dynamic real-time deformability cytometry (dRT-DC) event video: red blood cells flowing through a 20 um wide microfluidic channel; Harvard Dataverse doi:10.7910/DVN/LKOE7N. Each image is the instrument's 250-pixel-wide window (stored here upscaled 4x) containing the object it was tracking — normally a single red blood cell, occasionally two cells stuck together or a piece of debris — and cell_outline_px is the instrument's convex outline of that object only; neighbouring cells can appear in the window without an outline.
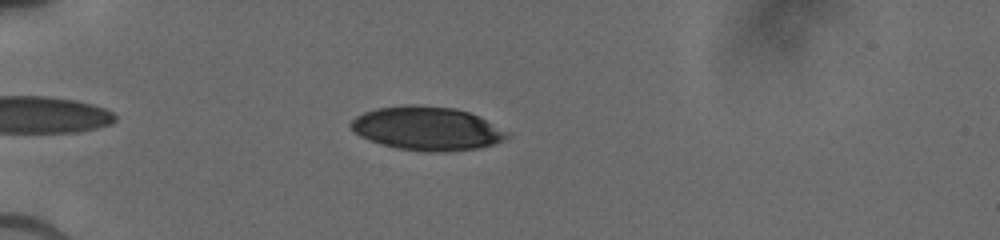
{"species": "human", "species_latin": "Homo sapiens", "temperature_condition": "cold", "stored_images_in_passage": 28, "camera_frame_rate_fps": 3000, "um_per_image_px": 0.085, "donor": {"sex": "male"}, "frame": {"image": 1, "passage_image": 4, "time_ms": 1.333, "image_size_px": [1000, 240], "cell_outline_px": [[508, 136], [504, 140], [480, 148], [444, 152], [428, 152], [396, 148], [380, 144], [368, 140], [360, 136], [348, 124], [356, 116], [364, 112], [376, 108], [412, 104], [456, 108], [468, 112], [508, 132]], "centroid_in_image_um": [36.25, 10.93], "position_along_channel_um": 48.8, "area_um2": 39.54}}
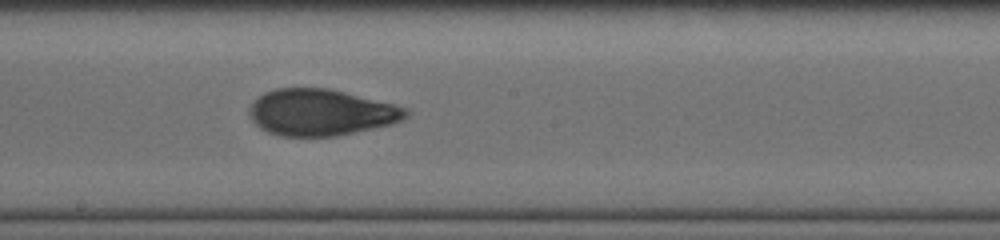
{"frame": {"image": 2, "passage_image": 17, "time_ms": 6.333, "image_size_px": [1000, 240], "cell_outline_px": [[408, 116], [392, 124], [336, 136], [280, 136], [268, 132], [260, 128], [252, 120], [248, 112], [248, 108], [264, 92], [276, 88], [328, 88], [408, 108]], "centroid_in_image_um": [27.25, 9.56], "position_along_channel_um": 221.0, "area_um2": 42.08}}
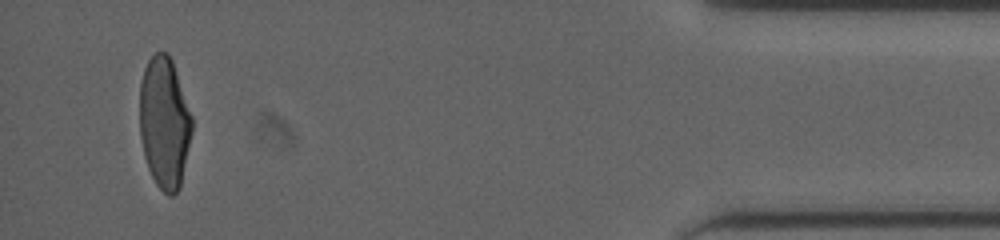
{"frame": {"image": 3, "passage_image": 28, "time_ms": 12.667, "image_size_px": [1000, 240], "cell_outline_px": [[192, 132], [180, 188], [172, 196], [168, 196], [156, 184], [148, 168], [144, 156], [140, 136], [140, 84], [144, 68], [148, 60], [156, 52], [168, 52], [172, 60], [192, 116]], "centroid_in_image_um": [13.97, 10.43], "position_along_channel_um": 421.2, "area_um2": 40.06}}